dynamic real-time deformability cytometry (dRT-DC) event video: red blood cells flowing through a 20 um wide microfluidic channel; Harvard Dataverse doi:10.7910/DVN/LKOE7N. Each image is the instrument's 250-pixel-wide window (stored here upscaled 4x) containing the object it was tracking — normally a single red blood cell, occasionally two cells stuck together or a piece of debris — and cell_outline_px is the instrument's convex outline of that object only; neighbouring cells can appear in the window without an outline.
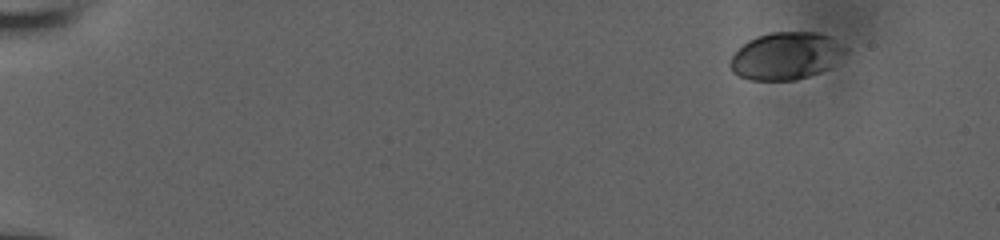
{"species": "human", "species_latin": "Homo sapiens", "temperature_condition": "room temperature", "stored_images_in_passage": 46, "camera_frame_rate_fps": 3000, "um_per_image_px": 0.085, "donor": {"sex": "male"}, "frame": {"image": 1, "passage_image": 1, "time_ms": 0.0, "image_size_px": [1000, 240], "cell_outline_px": [[848, 52], [828, 68], [820, 72], [796, 80], [752, 80], [740, 76], [732, 72], [728, 64], [728, 60], [748, 40], [756, 36], [772, 32], [820, 32], [832, 36], [848, 48]], "centroid_in_image_um": [66.83, 4.74], "position_along_channel_um": 18.2, "area_um2": 32.08}}
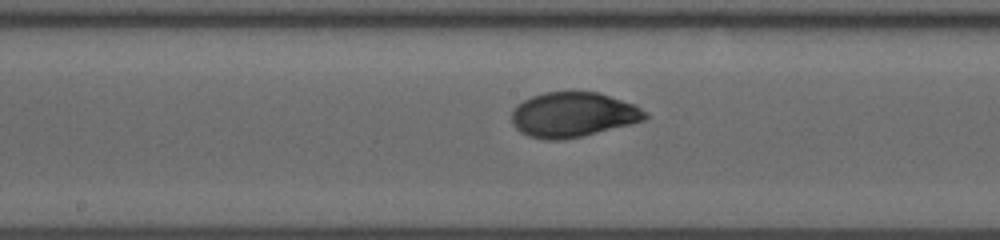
{"frame": {"image": 2, "passage_image": 27, "time_ms": 8.667, "image_size_px": [1000, 240], "cell_outline_px": [[648, 116], [644, 120], [564, 140], [544, 140], [528, 136], [520, 132], [512, 124], [512, 108], [516, 104], [532, 96], [544, 92], [600, 92], [632, 104], [648, 112]], "centroid_in_image_um": [48.65, 9.74], "position_along_channel_um": 199.5, "area_um2": 34.74}}
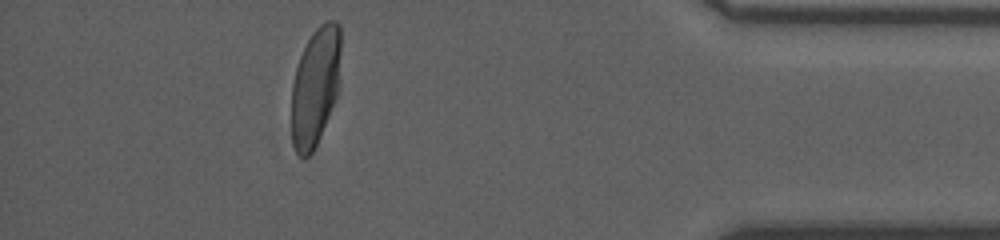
{"frame": {"image": 3, "passage_image": 46, "time_ms": 15.0, "image_size_px": [1000, 240], "cell_outline_px": [[340, 88], [320, 136], [312, 152], [308, 156], [300, 156], [296, 152], [292, 144], [292, 84], [296, 68], [300, 56], [312, 32], [320, 24], [328, 20], [336, 20], [340, 24]], "centroid_in_image_um": [26.82, 7.31], "position_along_channel_um": 408.4, "area_um2": 34.22}, "authors_computed_cell_mechanics": {"area_um2": 34.0731, "velocity_mm_per_s": 3.9242, "shape_relaxation_time_tau1_ms": 3.3558, "shape_relaxation_time_tau2_ms": null, "deformation_change_tau1": 0.1593, "deformation_change_tau2": null}}